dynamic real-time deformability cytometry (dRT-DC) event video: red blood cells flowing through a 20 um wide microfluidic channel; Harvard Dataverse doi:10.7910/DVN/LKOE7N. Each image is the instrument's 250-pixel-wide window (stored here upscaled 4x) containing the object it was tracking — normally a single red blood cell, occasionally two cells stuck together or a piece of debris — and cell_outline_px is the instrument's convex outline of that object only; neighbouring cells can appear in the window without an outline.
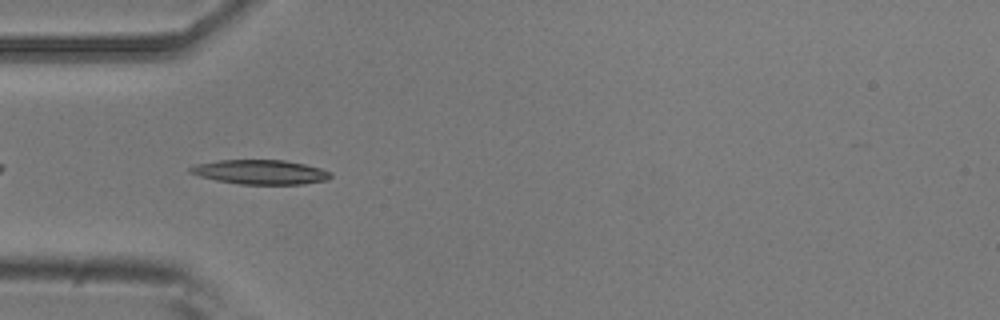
{"species": "common noctule bat (a hibernating species)", "species_latin": "Nyctalus noctula", "temperature_condition": "room temperature", "stored_images_in_passage": 5, "camera_frame_rate_fps": 3000, "um_per_image_px": 0.085, "animal": {"sex": "male", "body_mass_g": 20.5, "forearm_length_mm": 52.5}, "frame": {"image": 1, "passage_image": 3, "time_ms": 0.667, "image_size_px": [1000, 320], "cell_outline_px": [[332, 176], [328, 180], [304, 184], [240, 184], [216, 180], [200, 176], [188, 172], [188, 168], [196, 164], [220, 160], [284, 160], [304, 164], [320, 168], [332, 172]], "centroid_in_image_um": [22.15, 14.62], "position_along_channel_um": 62.8, "area_um2": 20.0}}
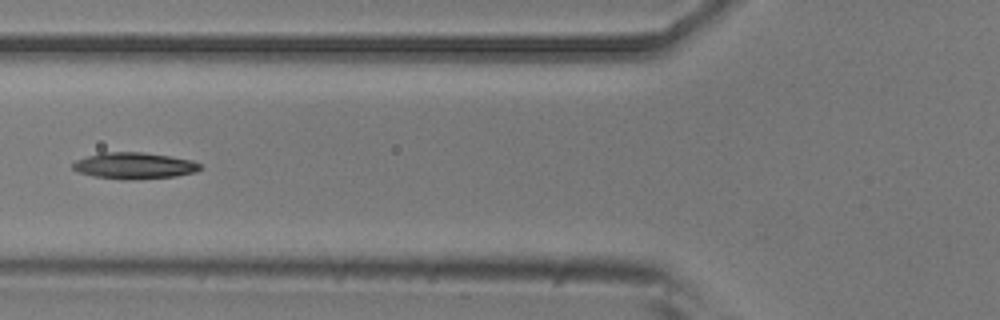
{"frame": {"image": 2, "passage_image": 4, "time_ms": 1.0, "image_size_px": [1000, 320], "cell_outline_px": [[200, 168], [196, 172], [176, 176], [96, 176], [80, 172], [72, 168], [72, 164], [76, 160], [100, 152], [144, 152], [192, 160], [200, 164]], "centroid_in_image_um": [11.42, 14.01], "position_along_channel_um": 114.4, "area_um2": 18.21}}
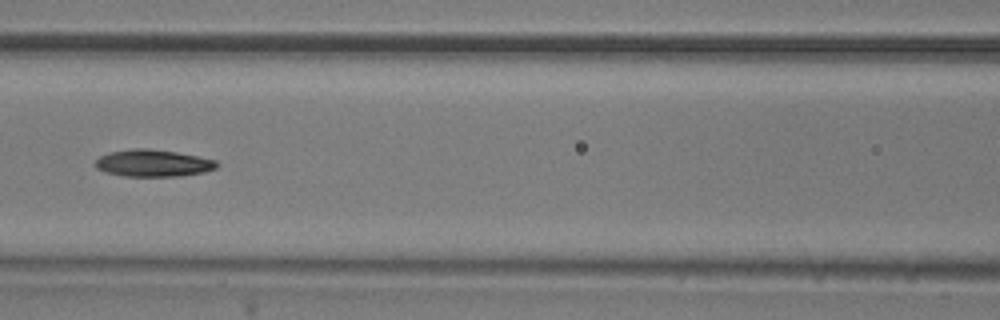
{"frame": {"image": 3, "passage_image": 5, "time_ms": 1.333, "image_size_px": [1000, 320], "cell_outline_px": [[220, 164], [216, 168], [204, 172], [180, 176], [124, 176], [104, 172], [96, 168], [92, 164], [100, 156], [108, 152], [132, 148], [148, 148], [176, 152], [216, 160]], "centroid_in_image_um": [12.97, 13.86], "position_along_channel_um": 153.6, "area_um2": 19.31}}